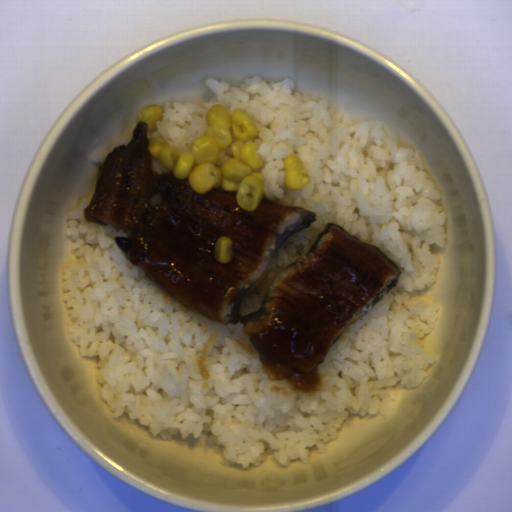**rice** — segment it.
<instances>
[{
    "label": "rice",
    "instance_id": "1",
    "mask_svg": "<svg viewBox=\"0 0 512 512\" xmlns=\"http://www.w3.org/2000/svg\"><path fill=\"white\" fill-rule=\"evenodd\" d=\"M286 77L266 84L262 76L240 87L208 77L216 96L200 105L166 101L156 132L179 153L192 152L203 135L207 113L224 105L231 116L242 109L258 129L256 152L264 165L263 198L314 211L315 222L280 245L261 278L239 302L240 316L261 310L278 275L304 257L327 223L376 245L401 270L395 286L359 321L351 324L317 364L322 379L313 392H301L286 379H267L243 322L222 325L199 314L158 286L124 257L116 231L85 220L90 202L79 198L64 233L76 262L62 269V299L69 318L66 334L79 356L98 355L100 397L113 418L125 411L154 437L199 438L209 426L206 445L247 468L265 453L289 467L309 461L315 445L336 440L348 415L393 414L397 389L415 390L438 353L422 348L436 327L441 303L414 294L437 280L439 258L431 244L445 247L444 208L420 150L399 147L378 119L342 122L328 100L292 92ZM299 155L311 181L288 190L284 158ZM265 452V453H264Z\"/></svg>",
    "mask_w": 512,
    "mask_h": 512
},
{
    "label": "rice",
    "instance_id": "2",
    "mask_svg": "<svg viewBox=\"0 0 512 512\" xmlns=\"http://www.w3.org/2000/svg\"><path fill=\"white\" fill-rule=\"evenodd\" d=\"M150 160H151V164H152V167L153 169L156 171L157 174H162V175H166L168 173H170L160 162L159 159L155 158L154 156L150 155Z\"/></svg>",
    "mask_w": 512,
    "mask_h": 512
}]
</instances>
